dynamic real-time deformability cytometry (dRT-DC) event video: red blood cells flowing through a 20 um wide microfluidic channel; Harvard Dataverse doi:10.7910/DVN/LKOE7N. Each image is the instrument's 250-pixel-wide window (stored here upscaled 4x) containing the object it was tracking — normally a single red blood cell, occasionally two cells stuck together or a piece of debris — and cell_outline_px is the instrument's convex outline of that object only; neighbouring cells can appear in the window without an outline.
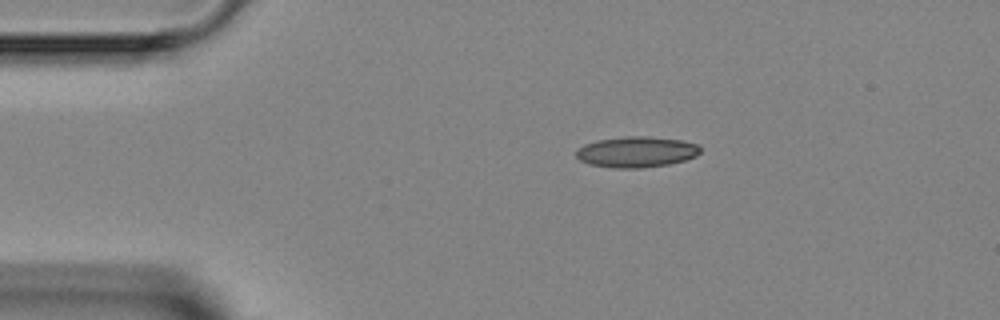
{"species": "Egyptian fruit bat (a non-hibernating species)", "species_latin": "Rousettus aegyptiacus", "temperature_condition": "room temperature", "stored_images_in_passage": 2, "camera_frame_rate_fps": 3000, "um_per_image_px": 0.085, "animal": {"sex": "female"}, "frame": {"image": 1, "passage_image": 2, "time_ms": 1.0, "image_size_px": [1000, 320], "cell_outline_px": [[700, 152], [696, 156], [684, 160], [668, 164], [640, 168], [612, 168], [588, 164], [580, 160], [576, 156], [576, 152], [584, 144], [600, 140], [624, 136], [644, 136], [684, 140], [700, 144]], "centroid_in_image_um": [54.12, 12.91], "position_along_channel_um": 30.9, "area_um2": 22.31}}